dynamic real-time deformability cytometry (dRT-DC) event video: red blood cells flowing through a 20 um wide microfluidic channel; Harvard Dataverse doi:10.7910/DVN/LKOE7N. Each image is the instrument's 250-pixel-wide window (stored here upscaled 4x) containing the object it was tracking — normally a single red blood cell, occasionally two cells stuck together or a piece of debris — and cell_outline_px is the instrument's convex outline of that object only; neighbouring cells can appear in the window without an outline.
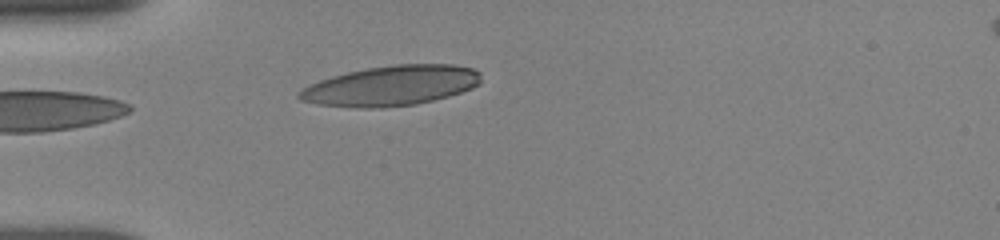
{"species": "human", "species_latin": "Homo sapiens", "temperature_condition": "room temperature", "stored_images_in_passage": 1, "camera_frame_rate_fps": 3000, "um_per_image_px": 0.085, "donor": {"sex": "female"}, "frame": {"image": 1, "passage_image": 1, "time_ms": 0.0, "image_size_px": [1000, 240], "cell_outline_px": [[480, 84], [472, 88], [448, 96], [416, 104], [380, 108], [360, 108], [316, 104], [300, 100], [296, 96], [296, 92], [320, 80], [332, 76], [348, 72], [368, 68], [396, 64], [452, 64], [472, 68], [480, 72]], "centroid_in_image_um": [33.24, 7.29], "position_along_channel_um": 51.8, "area_um2": 42.37}}